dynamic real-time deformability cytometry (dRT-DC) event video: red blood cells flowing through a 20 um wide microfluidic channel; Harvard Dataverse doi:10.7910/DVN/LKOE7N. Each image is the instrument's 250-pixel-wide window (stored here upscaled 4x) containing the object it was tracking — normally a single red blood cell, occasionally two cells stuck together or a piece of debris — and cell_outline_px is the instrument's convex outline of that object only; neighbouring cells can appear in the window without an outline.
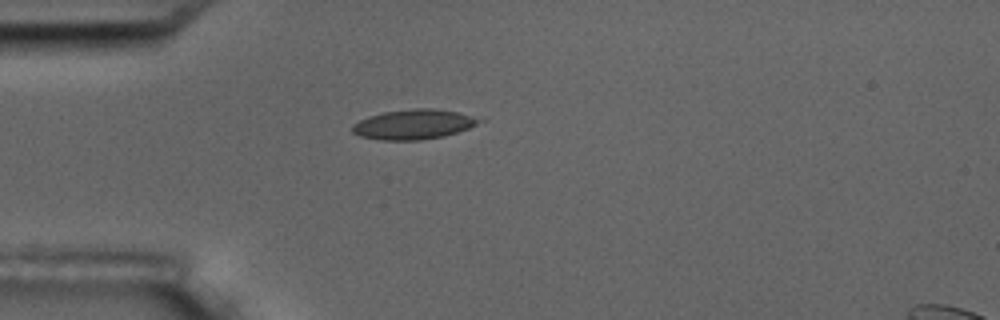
{"species": "common noctule bat (a hibernating species)", "species_latin": "Nyctalus noctula", "temperature_condition": "room temperature", "stored_images_in_passage": 1, "camera_frame_rate_fps": 3000, "um_per_image_px": 0.085, "animal": {"sex": "male", "body_mass_g": 17.5, "forearm_length_mm": 52.3}, "frame": {"image": 1, "passage_image": 1, "time_ms": 0.0, "image_size_px": [1000, 320], "cell_outline_px": [[488, 120], [468, 128], [444, 136], [420, 140], [380, 140], [360, 136], [352, 132], [352, 124], [368, 116], [384, 112], [416, 108], [432, 108], [460, 112], [484, 116]], "centroid_in_image_um": [35.26, 10.55], "position_along_channel_um": 49.7, "area_um2": 22.48}}